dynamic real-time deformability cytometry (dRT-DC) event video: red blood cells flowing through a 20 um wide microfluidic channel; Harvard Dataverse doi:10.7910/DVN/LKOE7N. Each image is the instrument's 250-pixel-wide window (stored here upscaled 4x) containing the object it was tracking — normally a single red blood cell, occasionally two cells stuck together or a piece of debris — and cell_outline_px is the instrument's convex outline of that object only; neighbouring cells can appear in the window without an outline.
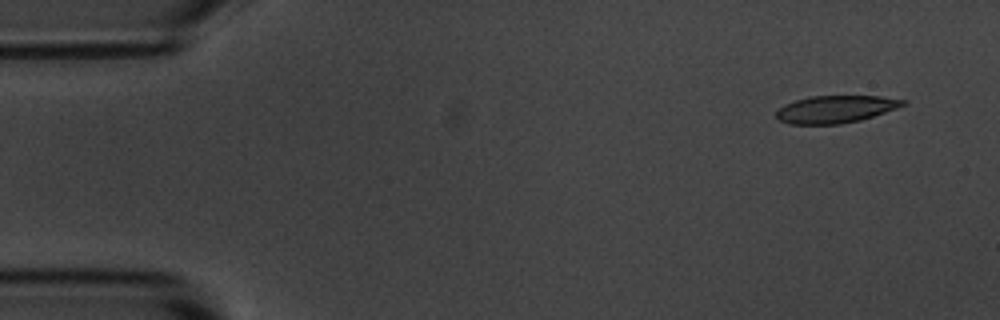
{"species": "common noctule bat (a hibernating species)", "species_latin": "Nyctalus noctula", "temperature_condition": "room temperature", "stored_images_in_passage": 4, "camera_frame_rate_fps": 3000, "um_per_image_px": 0.085, "animal": {"sex": "male", "body_mass_g": 20.1, "forearm_length_mm": 53.5}, "frame": {"image": 1, "passage_image": 1, "time_ms": 0.0, "image_size_px": [1000, 320], "cell_outline_px": [[908, 104], [860, 120], [840, 124], [788, 124], [780, 120], [776, 116], [776, 112], [784, 104], [808, 96], [880, 96], [908, 100]], "centroid_in_image_um": [71.03, 9.27], "position_along_channel_um": 14.0, "area_um2": 20.17}}
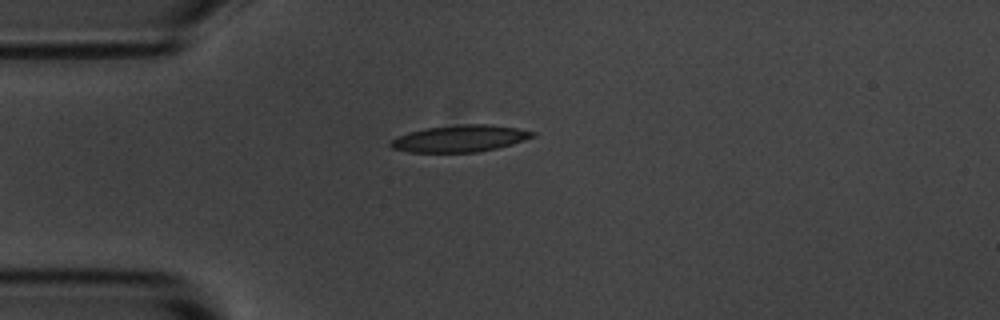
{"frame": {"image": 2, "passage_image": 4, "time_ms": 3.333, "image_size_px": [1000, 320], "cell_outline_px": [[536, 136], [512, 144], [496, 148], [476, 152], [408, 152], [392, 148], [388, 144], [388, 140], [408, 132], [424, 128], [460, 124], [488, 124], [516, 128], [536, 132]], "centroid_in_image_um": [39.05, 11.77], "position_along_channel_um": 45.9, "area_um2": 22.25}}